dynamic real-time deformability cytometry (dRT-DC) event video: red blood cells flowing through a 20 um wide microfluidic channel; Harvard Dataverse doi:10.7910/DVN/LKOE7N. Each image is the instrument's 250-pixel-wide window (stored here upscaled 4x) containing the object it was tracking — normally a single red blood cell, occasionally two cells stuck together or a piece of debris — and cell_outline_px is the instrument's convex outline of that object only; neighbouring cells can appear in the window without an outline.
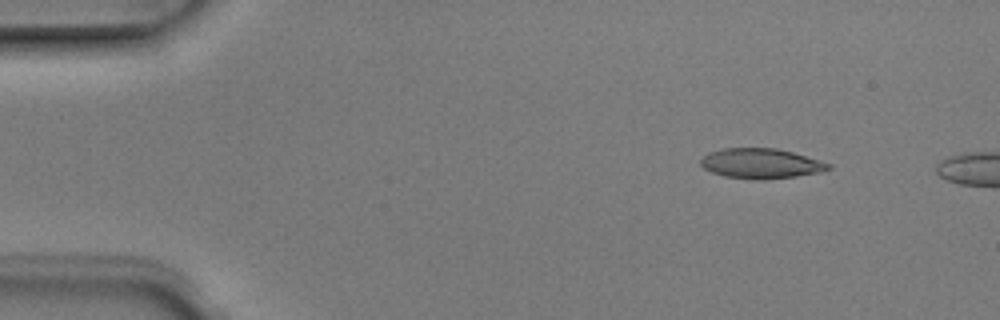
{"species": "Egyptian fruit bat (a non-hibernating species)", "species_latin": "Rousettus aegyptiacus", "temperature_condition": "room temperature", "stored_images_in_passage": 4, "camera_frame_rate_fps": 3000, "um_per_image_px": 0.085, "animal": {"sex": "male"}, "frame": {"image": 1, "passage_image": 2, "time_ms": 0.333, "image_size_px": [1000, 320], "cell_outline_px": [[832, 168], [820, 172], [796, 176], [760, 180], [724, 176], [712, 172], [704, 168], [700, 164], [700, 160], [708, 152], [724, 148], [776, 148], [792, 152], [820, 160], [832, 164]], "centroid_in_image_um": [64.68, 13.89], "position_along_channel_um": 20.3, "area_um2": 22.31}}